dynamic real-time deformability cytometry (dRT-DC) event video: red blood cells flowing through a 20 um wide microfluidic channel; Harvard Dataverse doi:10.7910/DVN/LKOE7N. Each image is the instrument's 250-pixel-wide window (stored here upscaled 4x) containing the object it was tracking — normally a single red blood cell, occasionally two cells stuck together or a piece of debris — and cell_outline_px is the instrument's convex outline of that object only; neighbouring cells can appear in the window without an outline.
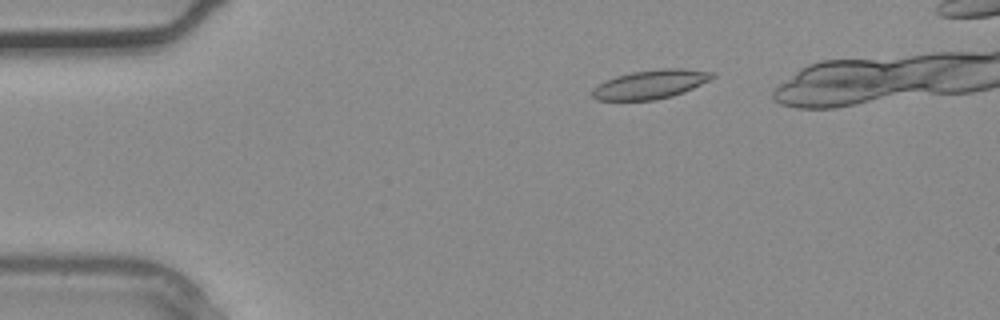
{"species": "common noctule bat (a hibernating species)", "species_latin": "Nyctalus noctula", "temperature_condition": "warm", "stored_images_in_passage": 4, "camera_frame_rate_fps": 3000, "um_per_image_px": 0.085, "animal": {"sex": "male", "body_mass_g": 20.4}, "frame": {"image": 1, "passage_image": 2, "time_ms": 0.333, "image_size_px": [1000, 320], "cell_outline_px": [[716, 76], [684, 92], [672, 96], [656, 100], [596, 100], [592, 96], [592, 88], [604, 80], [616, 76], [632, 72], [660, 68], [684, 68], [716, 72]], "centroid_in_image_um": [55.29, 7.16], "position_along_channel_um": 29.7, "area_um2": 20.35}}